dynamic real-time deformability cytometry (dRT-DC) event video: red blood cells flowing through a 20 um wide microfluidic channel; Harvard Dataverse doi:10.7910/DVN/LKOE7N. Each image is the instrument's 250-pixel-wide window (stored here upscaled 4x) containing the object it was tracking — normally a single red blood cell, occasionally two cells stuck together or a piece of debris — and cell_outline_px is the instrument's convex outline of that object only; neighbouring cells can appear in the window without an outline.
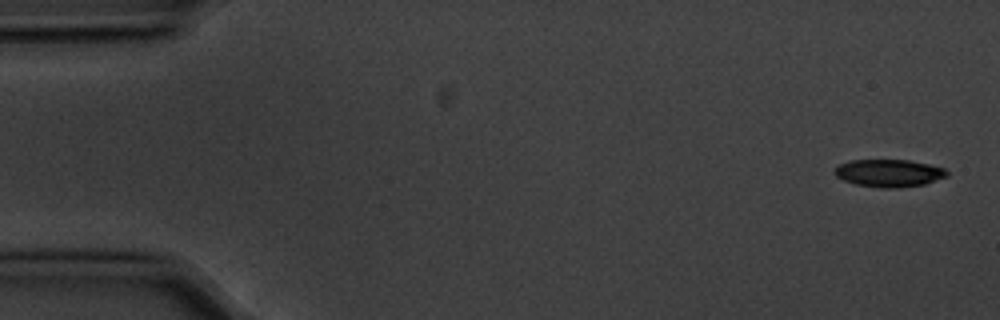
{"species": "common noctule bat (a hibernating species)", "species_latin": "Nyctalus noctula", "temperature_condition": "cold", "stored_images_in_passage": 5, "camera_frame_rate_fps": 3000, "um_per_image_px": 0.085, "animal": {"sex": "male", "body_mass_g": 20.1, "forearm_length_mm": 53.5}, "frame": {"image": 1, "passage_image": 1, "time_ms": 0.0, "image_size_px": [1000, 320], "cell_outline_px": [[948, 176], [924, 184], [896, 188], [880, 188], [856, 184], [844, 180], [836, 176], [832, 172], [840, 164], [852, 160], [908, 160], [928, 164], [944, 168], [948, 172]], "centroid_in_image_um": [75.56, 14.71], "position_along_channel_um": 9.4, "area_um2": 17.92}}
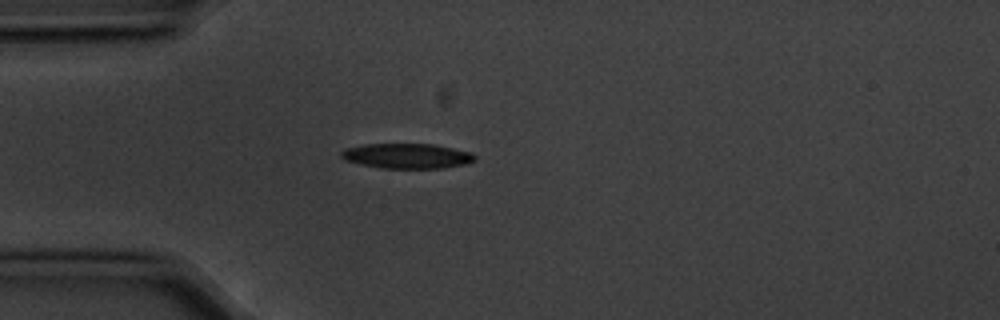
{"frame": {"image": 2, "passage_image": 4, "time_ms": 1.0, "image_size_px": [1000, 320], "cell_outline_px": [[476, 160], [464, 164], [444, 168], [380, 168], [360, 164], [344, 160], [340, 156], [340, 152], [344, 148], [364, 144], [432, 144], [472, 152], [476, 156]], "centroid_in_image_um": [34.57, 13.25], "position_along_channel_um": 50.4, "area_um2": 19.59}}